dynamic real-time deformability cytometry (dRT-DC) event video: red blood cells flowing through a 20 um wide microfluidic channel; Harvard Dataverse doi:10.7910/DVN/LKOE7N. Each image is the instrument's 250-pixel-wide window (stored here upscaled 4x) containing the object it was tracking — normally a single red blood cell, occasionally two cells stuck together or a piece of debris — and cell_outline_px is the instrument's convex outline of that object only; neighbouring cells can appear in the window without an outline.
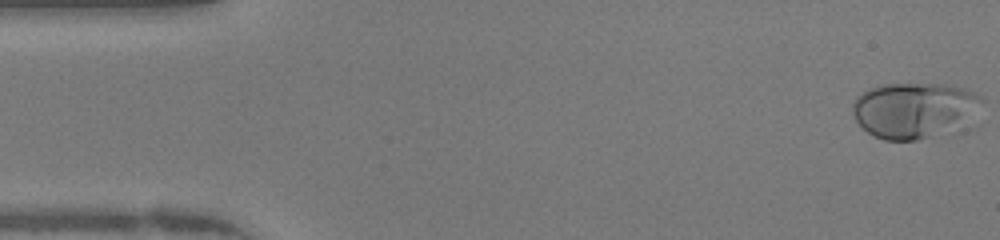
{"species": "human", "species_latin": "Homo sapiens", "temperature_condition": "warm", "stored_images_in_passage": 48, "camera_frame_rate_fps": 3000, "um_per_image_px": 0.085, "donor": {"sex": "female"}, "frame": {"image": 1, "passage_image": 1, "time_ms": 0.0, "image_size_px": [1000, 240], "cell_outline_px": [[984, 100], [932, 136], [916, 140], [884, 140], [868, 132], [856, 120], [852, 112], [852, 104], [856, 96], [872, 88], [884, 84], [944, 84], [968, 88], [984, 96]], "centroid_in_image_um": [77.52, 9.29], "position_along_channel_um": 7.5, "area_um2": 39.71}}
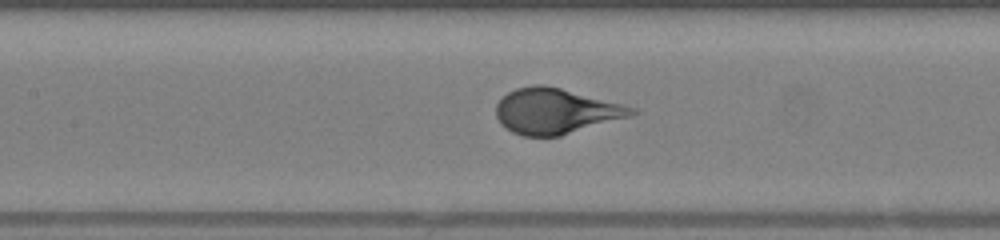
{"frame": {"image": 2, "passage_image": 21, "time_ms": 6.667, "image_size_px": [1000, 240], "cell_outline_px": [[640, 112], [632, 116], [560, 136], [524, 136], [512, 132], [500, 124], [496, 116], [496, 104], [508, 92], [516, 88], [532, 84], [544, 84], [560, 88], [636, 108]], "centroid_in_image_um": [47.22, 9.45], "position_along_channel_um": 160.2, "area_um2": 35.84}}
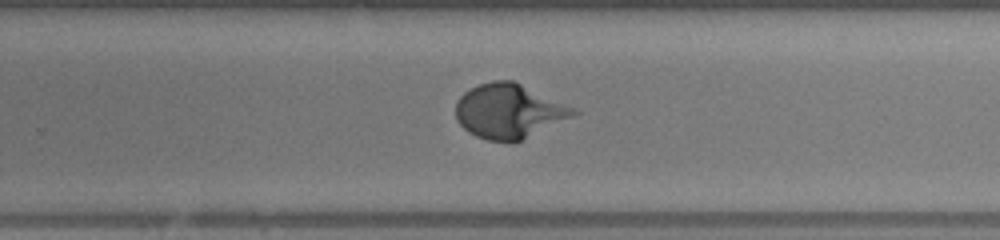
{"frame": {"image": 3, "passage_image": 30, "time_ms": 9.667, "image_size_px": [1000, 240], "cell_outline_px": [[580, 112], [572, 116], [512, 144], [488, 140], [476, 136], [468, 132], [456, 120], [456, 100], [464, 92], [480, 84], [492, 80], [512, 80], [572, 108]], "centroid_in_image_um": [43.18, 9.47], "position_along_channel_um": 286.6, "area_um2": 36.7}}